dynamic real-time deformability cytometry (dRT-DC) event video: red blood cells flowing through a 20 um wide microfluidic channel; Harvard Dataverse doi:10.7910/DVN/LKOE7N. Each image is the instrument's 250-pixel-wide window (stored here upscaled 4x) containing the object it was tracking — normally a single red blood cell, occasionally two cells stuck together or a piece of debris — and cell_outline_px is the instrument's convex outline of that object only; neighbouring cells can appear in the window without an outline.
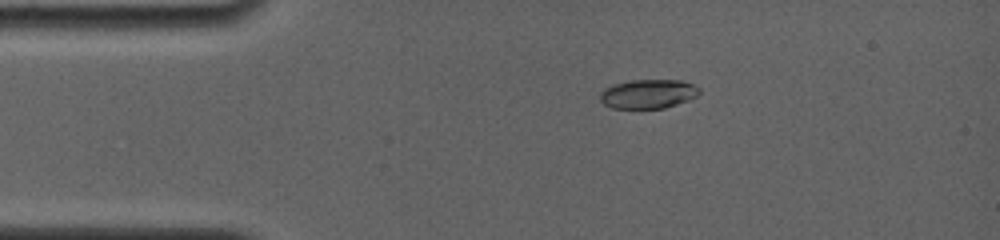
{"species": "common noctule bat (a hibernating species)", "species_latin": "Nyctalus noctula", "temperature_condition": "room temperature", "stored_images_in_passage": 7, "segment_of_instrument_passage": [1, 2], "camera_frame_rate_fps": 4000, "um_per_image_px": 0.085, "animal": {"sex": "female", "body_mass_g": 19.0, "forearm_length_mm": 56.7}, "frame": {"image": 1, "passage_image": 4, "time_ms": 2.75, "image_size_px": [1000, 240], "cell_outline_px": [[700, 92], [696, 96], [688, 100], [664, 108], [612, 108], [604, 104], [600, 100], [600, 92], [604, 88], [612, 84], [632, 80], [680, 80], [692, 84], [700, 88]], "centroid_in_image_um": [55.07, 7.97], "position_along_channel_um": 29.9, "area_um2": 16.82}}